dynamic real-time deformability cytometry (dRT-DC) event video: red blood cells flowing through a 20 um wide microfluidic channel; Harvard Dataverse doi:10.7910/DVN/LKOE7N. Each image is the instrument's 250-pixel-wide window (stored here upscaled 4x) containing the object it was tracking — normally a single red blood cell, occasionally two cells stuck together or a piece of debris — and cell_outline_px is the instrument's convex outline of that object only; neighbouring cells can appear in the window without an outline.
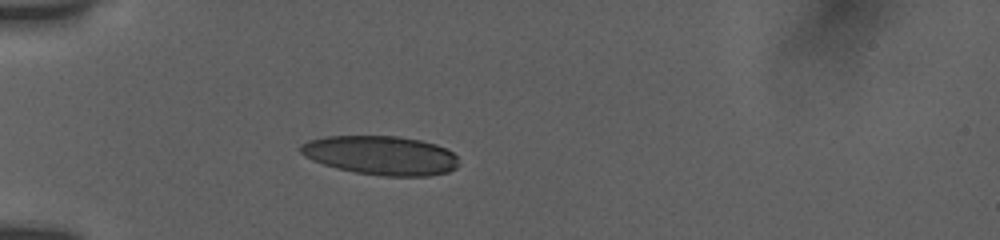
{"species": "human", "species_latin": "Homo sapiens", "temperature_condition": "room temperature", "stored_images_in_passage": 38, "camera_frame_rate_fps": 3000, "um_per_image_px": 0.085, "donor": {"sex": "female"}, "frame": {"image": 1, "passage_image": 1, "time_ms": 0.0, "image_size_px": [1000, 240], "cell_outline_px": [[460, 164], [456, 168], [448, 172], [428, 176], [380, 176], [356, 172], [336, 168], [312, 160], [304, 156], [300, 152], [300, 144], [308, 140], [324, 136], [396, 136], [420, 140], [436, 144], [452, 152], [456, 156]], "centroid_in_image_um": [32.37, 13.2], "position_along_channel_um": 52.6, "area_um2": 36.13}}
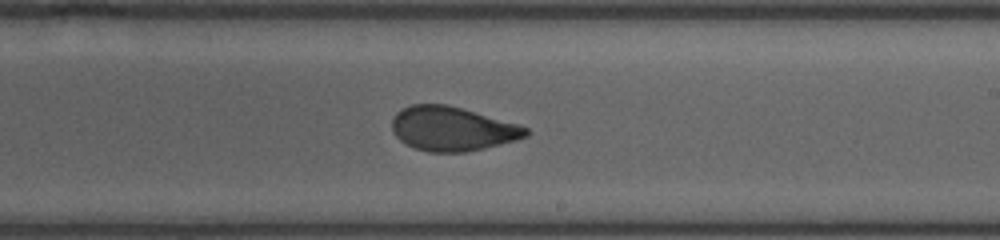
{"frame": {"image": 2, "passage_image": 18, "time_ms": 5.667, "image_size_px": [1000, 240], "cell_outline_px": [[532, 132], [528, 136], [516, 140], [468, 152], [428, 152], [416, 148], [400, 140], [392, 132], [392, 120], [396, 112], [412, 104], [448, 104], [520, 124], [528, 128]], "centroid_in_image_um": [38.48, 10.94], "position_along_channel_um": 250.5, "area_um2": 34.68}}
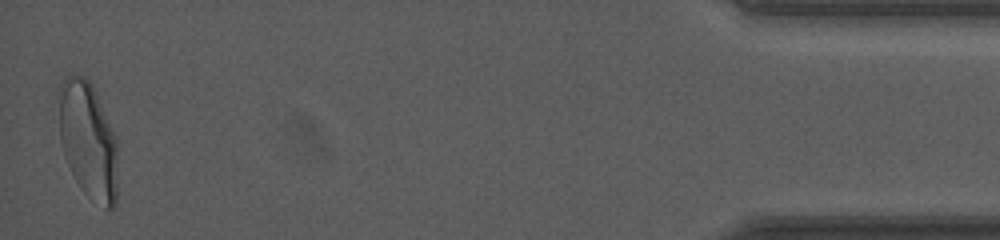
{"frame": {"image": 3, "passage_image": 38, "time_ms": 12.333, "image_size_px": [1000, 240], "cell_outline_px": [[116, 204], [112, 208], [104, 208], [84, 192], [80, 188], [64, 156], [60, 140], [56, 96], [60, 84], [68, 76], [80, 76], [88, 80], [92, 84], [116, 136]], "centroid_in_image_um": [7.45, 11.89], "position_along_channel_um": 427.8, "area_um2": 40.17}, "authors_computed_cell_mechanics": {"area_um2": 36.125, "velocity_mm_per_s": 3.8386, "shape_relaxation_time_tau1_ms": 5.3207, "shape_relaxation_time_tau2_ms": 1.1177, "deformation_change_tau1": 0.1821, "deformation_change_tau2": 0.0725}}